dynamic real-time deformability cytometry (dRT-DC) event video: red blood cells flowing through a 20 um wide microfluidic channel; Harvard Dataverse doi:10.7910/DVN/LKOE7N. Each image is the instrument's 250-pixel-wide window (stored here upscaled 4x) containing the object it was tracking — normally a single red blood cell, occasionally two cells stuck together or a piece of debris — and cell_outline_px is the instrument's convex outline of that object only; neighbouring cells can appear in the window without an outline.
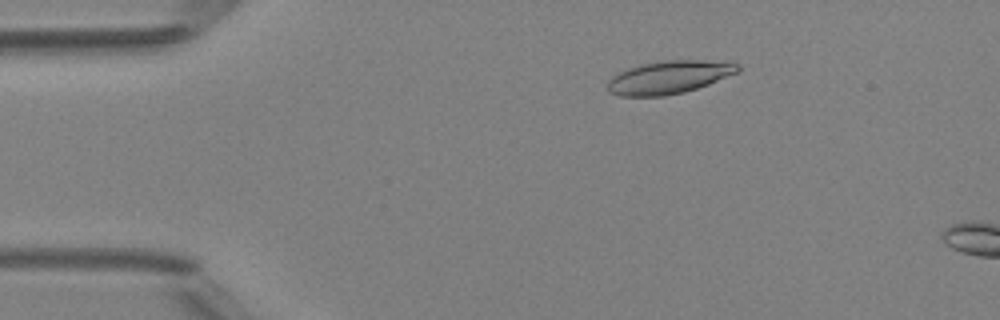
{"species": "Egyptian fruit bat (a non-hibernating species)", "species_latin": "Rousettus aegyptiacus", "temperature_condition": "room temperature", "stored_images_in_passage": 11, "camera_frame_rate_fps": 3000, "um_per_image_px": 0.085, "animal": {"sex": "female"}, "frame": {"image": 1, "passage_image": 7, "time_ms": 2.0, "image_size_px": [1000, 320], "cell_outline_px": [[740, 72], [708, 84], [684, 92], [664, 96], [620, 96], [608, 92], [608, 80], [612, 76], [624, 68], [640, 64], [664, 60], [704, 60], [740, 64]], "centroid_in_image_um": [56.83, 6.56], "position_along_channel_um": 28.2, "area_um2": 25.2}}